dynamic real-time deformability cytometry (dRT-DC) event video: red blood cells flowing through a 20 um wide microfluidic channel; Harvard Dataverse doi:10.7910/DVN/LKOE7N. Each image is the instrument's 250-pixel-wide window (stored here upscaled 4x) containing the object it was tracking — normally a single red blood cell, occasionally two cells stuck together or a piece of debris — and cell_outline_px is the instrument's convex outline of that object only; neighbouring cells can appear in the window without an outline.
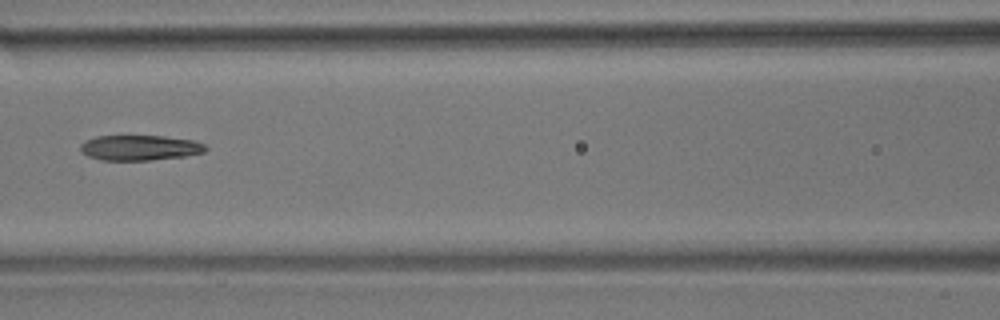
{"species": "common noctule bat (a hibernating species)", "species_latin": "Nyctalus noctula", "temperature_condition": "room temperature", "stored_images_in_passage": 6, "camera_frame_rate_fps": 3000, "um_per_image_px": 0.085, "animal": {"sex": "male", "body_mass_g": 17.9}, "frame": {"image": 1, "passage_image": 6, "time_ms": 1.667, "image_size_px": [1000, 320], "cell_outline_px": [[208, 148], [204, 152], [184, 156], [152, 160], [100, 160], [88, 156], [80, 152], [80, 144], [96, 136], [164, 136], [192, 140], [204, 144]], "centroid_in_image_um": [11.87, 12.56], "position_along_channel_um": 154.7, "area_um2": 18.38}}